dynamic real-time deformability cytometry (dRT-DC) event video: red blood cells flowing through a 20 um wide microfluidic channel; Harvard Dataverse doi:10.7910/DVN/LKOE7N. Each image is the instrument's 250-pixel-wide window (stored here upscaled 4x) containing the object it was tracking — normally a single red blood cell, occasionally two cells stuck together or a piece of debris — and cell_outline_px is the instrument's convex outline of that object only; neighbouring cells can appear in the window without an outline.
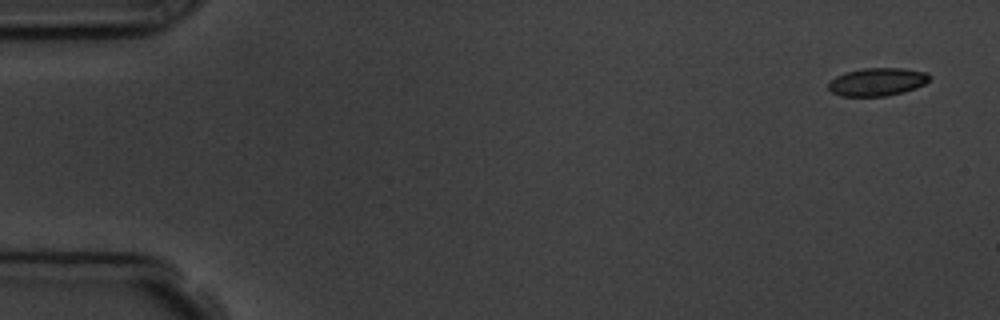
{"species": "common noctule bat (a hibernating species)", "species_latin": "Nyctalus noctula", "temperature_condition": "room temperature", "stored_images_in_passage": 5, "camera_frame_rate_fps": 3000, "um_per_image_px": 0.085, "animal": {"sex": "male", "body_mass_g": 19.5, "forearm_length_mm": 54.6}, "frame": {"image": 1, "passage_image": 1, "time_ms": 0.0, "image_size_px": [1000, 320], "cell_outline_px": [[932, 76], [924, 84], [916, 88], [904, 92], [884, 96], [840, 96], [832, 92], [828, 88], [828, 84], [836, 76], [844, 72], [864, 68], [904, 68], [928, 72]], "centroid_in_image_um": [74.59, 6.95], "position_along_channel_um": 10.4, "area_um2": 16.59}}
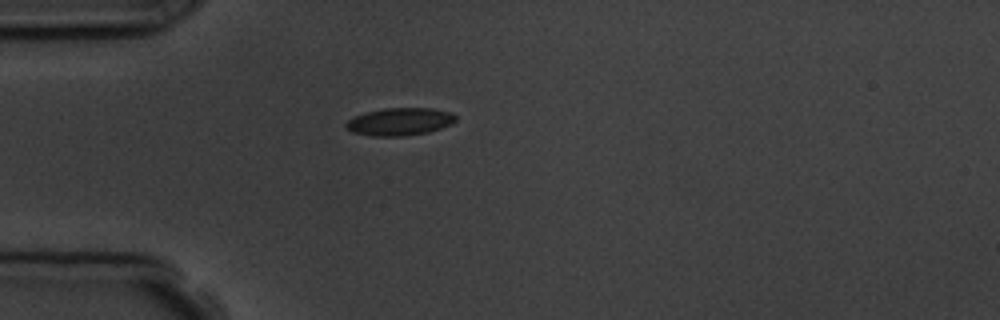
{"frame": {"image": 2, "passage_image": 5, "time_ms": 4.333, "image_size_px": [1000, 320], "cell_outline_px": [[456, 120], [452, 124], [428, 132], [404, 136], [372, 136], [352, 132], [344, 128], [344, 124], [348, 120], [356, 116], [368, 112], [384, 108], [432, 108], [448, 112], [456, 116]], "centroid_in_image_um": [33.96, 10.35], "position_along_channel_um": 51.0, "area_um2": 17.57}}